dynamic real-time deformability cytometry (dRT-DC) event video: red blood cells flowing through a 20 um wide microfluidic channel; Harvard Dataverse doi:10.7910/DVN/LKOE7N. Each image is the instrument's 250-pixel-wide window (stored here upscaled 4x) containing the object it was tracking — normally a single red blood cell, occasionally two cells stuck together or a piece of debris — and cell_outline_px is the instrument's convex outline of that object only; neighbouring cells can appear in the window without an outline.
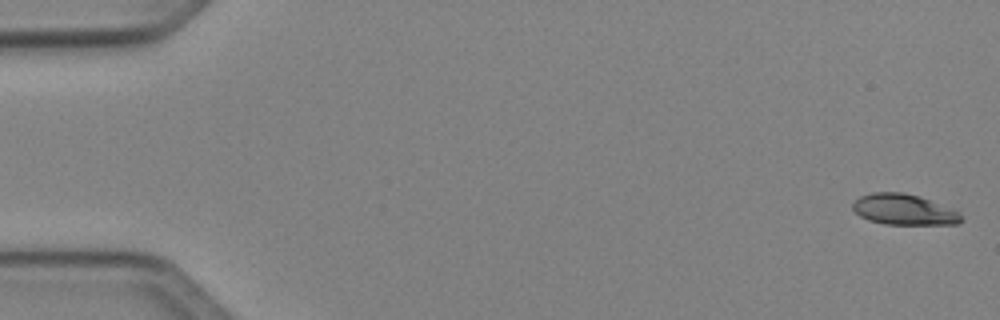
{"species": "Egyptian fruit bat (a non-hibernating species)", "species_latin": "Rousettus aegyptiacus", "temperature_condition": "cold", "stored_images_in_passage": 16, "camera_frame_rate_fps": 3000, "um_per_image_px": 0.085, "animal": {"sex": "female"}, "frame": {"image": 1, "passage_image": 1, "time_ms": 0.0, "image_size_px": [1000, 320], "cell_outline_px": [[964, 220], [956, 224], [884, 224], [868, 220], [860, 216], [852, 208], [852, 204], [860, 196], [872, 192], [904, 192], [920, 196], [960, 212]], "centroid_in_image_um": [76.83, 17.81], "position_along_channel_um": 8.2, "area_um2": 19.48}}
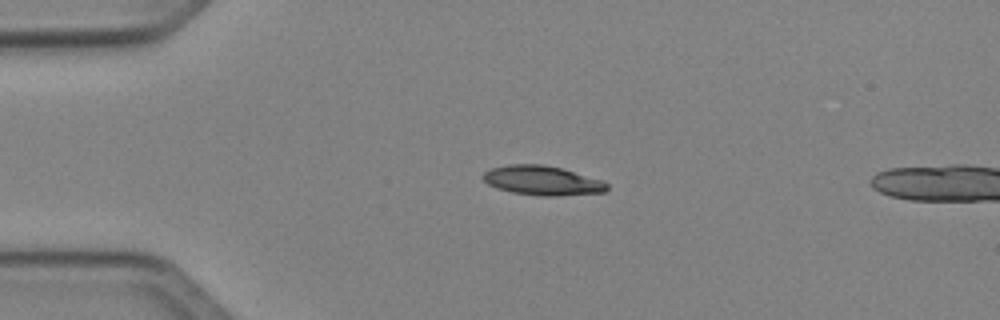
{"frame": {"image": 2, "passage_image": 12, "time_ms": 3.667, "image_size_px": [1000, 320], "cell_outline_px": [[608, 188], [604, 192], [560, 196], [540, 196], [512, 192], [496, 188], [488, 184], [480, 176], [484, 172], [492, 168], [508, 164], [544, 164], [560, 168], [604, 180], [608, 184]], "centroid_in_image_um": [46.09, 15.34], "position_along_channel_um": 38.9, "area_um2": 21.39}}